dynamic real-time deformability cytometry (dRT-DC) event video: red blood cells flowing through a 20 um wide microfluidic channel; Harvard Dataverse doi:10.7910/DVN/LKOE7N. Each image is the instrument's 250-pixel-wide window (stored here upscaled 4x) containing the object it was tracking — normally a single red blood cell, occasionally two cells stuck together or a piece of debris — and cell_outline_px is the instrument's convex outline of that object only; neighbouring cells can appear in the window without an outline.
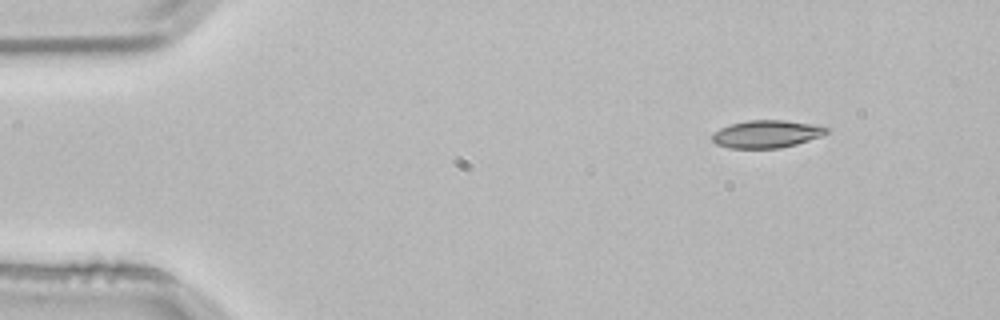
{"species": "common noctule bat (a hibernating species)", "species_latin": "Nyctalus noctula", "temperature_condition": "room temperature", "stored_images_in_passage": 5, "segment_of_instrument_passage": [2, 2], "camera_frame_rate_fps": 3000, "um_per_image_px": 0.085, "animal": {"sex": "male", "body_mass_g": 21.5, "forearm_length_mm": 52.0}, "frame": {"image": 1, "passage_image": 5, "time_ms": 1.333, "image_size_px": [1000, 320], "cell_outline_px": [[828, 132], [820, 136], [796, 144], [780, 148], [728, 148], [716, 144], [712, 140], [712, 132], [720, 128], [732, 124], [748, 120], [784, 120], [808, 124], [828, 128]], "centroid_in_image_um": [65.09, 11.4], "position_along_channel_um": 19.9, "area_um2": 18.15}}